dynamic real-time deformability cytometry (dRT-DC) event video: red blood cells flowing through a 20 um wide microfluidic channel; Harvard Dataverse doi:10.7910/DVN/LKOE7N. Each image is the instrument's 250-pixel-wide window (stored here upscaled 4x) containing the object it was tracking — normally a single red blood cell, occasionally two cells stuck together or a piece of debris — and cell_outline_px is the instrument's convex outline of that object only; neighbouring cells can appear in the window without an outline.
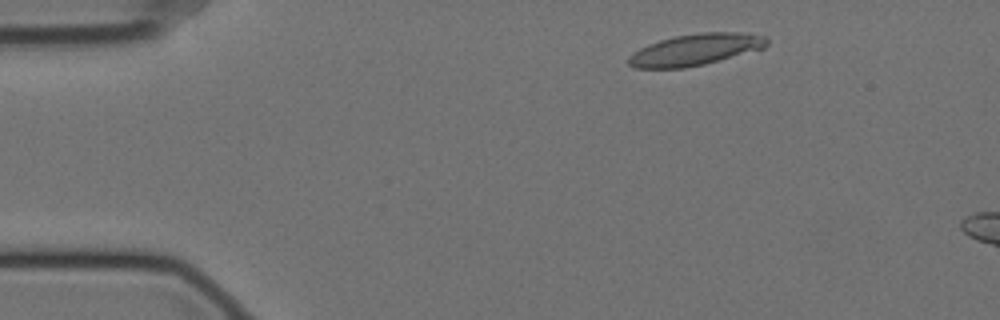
{"species": "Egyptian fruit bat (a non-hibernating species)", "species_latin": "Rousettus aegyptiacus", "temperature_condition": "cold", "stored_images_in_passage": 10, "camera_frame_rate_fps": 3000, "um_per_image_px": 0.085, "animal": {"sex": "female"}, "frame": {"image": 1, "passage_image": 5, "time_ms": 1.333, "image_size_px": [1000, 320], "cell_outline_px": [[768, 44], [764, 48], [704, 64], [684, 68], [636, 68], [628, 64], [628, 56], [632, 52], [648, 44], [660, 40], [676, 36], [700, 32], [740, 32], [768, 36]], "centroid_in_image_um": [59.11, 4.21], "position_along_channel_um": 25.9, "area_um2": 25.37}}